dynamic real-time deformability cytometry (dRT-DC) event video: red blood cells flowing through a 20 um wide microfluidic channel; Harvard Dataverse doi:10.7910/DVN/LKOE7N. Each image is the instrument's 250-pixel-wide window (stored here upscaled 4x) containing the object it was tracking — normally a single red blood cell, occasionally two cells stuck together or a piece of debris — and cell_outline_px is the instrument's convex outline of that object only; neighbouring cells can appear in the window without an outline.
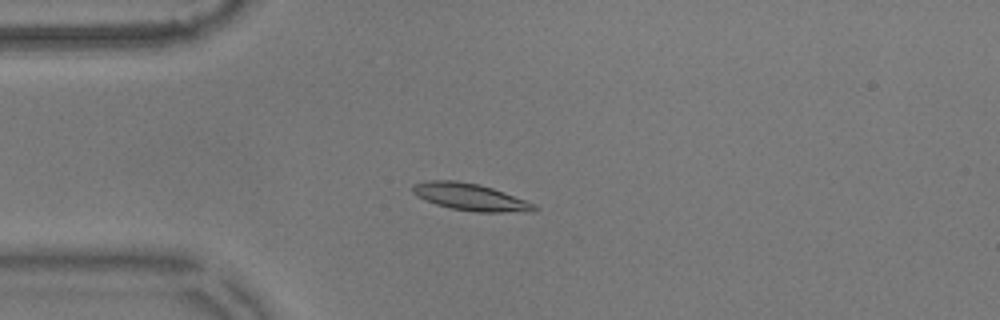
{"species": "common noctule bat (a hibernating species)", "species_latin": "Nyctalus noctula", "temperature_condition": "warm", "stored_images_in_passage": 24, "camera_frame_rate_fps": 3000, "um_per_image_px": 0.085, "animal": {"sex": "male", "body_mass_g": 17.9}, "frame": {"image": 1, "passage_image": 14, "time_ms": 4.333, "image_size_px": [1000, 320], "cell_outline_px": [[540, 208], [532, 212], [476, 212], [452, 208], [436, 204], [416, 196], [412, 192], [412, 184], [428, 180], [456, 180], [480, 184], [504, 192], [536, 204]], "centroid_in_image_um": [40.0, 16.74], "position_along_channel_um": 45.0, "area_um2": 19.31}}